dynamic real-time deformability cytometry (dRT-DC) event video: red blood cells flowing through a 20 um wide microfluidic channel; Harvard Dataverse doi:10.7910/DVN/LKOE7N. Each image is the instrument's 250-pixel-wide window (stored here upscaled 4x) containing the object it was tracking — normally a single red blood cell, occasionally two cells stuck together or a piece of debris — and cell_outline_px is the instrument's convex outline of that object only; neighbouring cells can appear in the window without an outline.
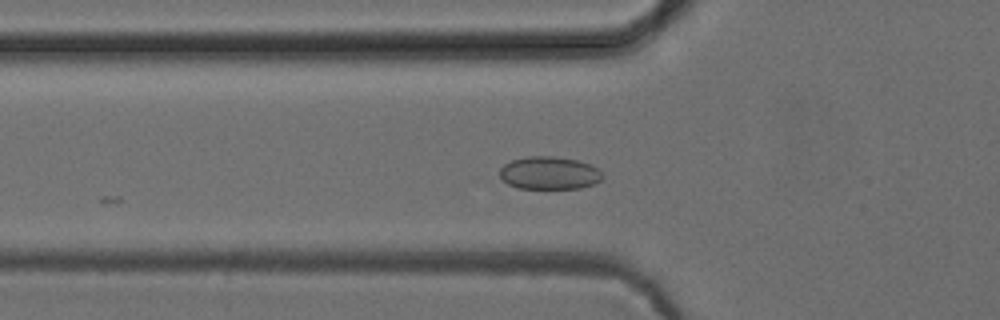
{"species": "common noctule bat (a hibernating species)", "species_latin": "Nyctalus noctula", "temperature_condition": "cold", "stored_images_in_passage": 8, "camera_frame_rate_fps": 3000, "um_per_image_px": 0.085, "animal": {"sex": "female", "body_mass_g": 24.6, "forearm_length_mm": 56.2}, "frame": {"image": 1, "passage_image": 2, "time_ms": 0.333, "image_size_px": [1000, 320], "cell_outline_px": [[604, 176], [600, 180], [592, 184], [580, 188], [520, 188], [508, 184], [500, 176], [500, 168], [504, 164], [512, 160], [528, 156], [552, 156], [576, 160], [588, 164], [596, 168]], "centroid_in_image_um": [46.66, 14.7], "position_along_channel_um": 79.1, "area_um2": 19.36}}
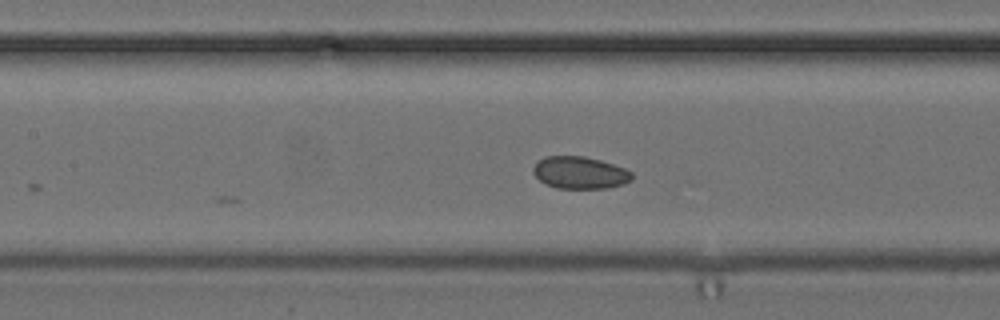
{"frame": {"image": 2, "passage_image": 8, "time_ms": 2.333, "image_size_px": [1000, 320], "cell_outline_px": [[632, 180], [624, 184], [608, 188], [556, 188], [544, 184], [532, 172], [532, 168], [536, 160], [544, 156], [584, 156], [600, 160], [624, 168], [632, 172]], "centroid_in_image_um": [49.25, 14.67], "position_along_channel_um": 158.1, "area_um2": 18.73}}